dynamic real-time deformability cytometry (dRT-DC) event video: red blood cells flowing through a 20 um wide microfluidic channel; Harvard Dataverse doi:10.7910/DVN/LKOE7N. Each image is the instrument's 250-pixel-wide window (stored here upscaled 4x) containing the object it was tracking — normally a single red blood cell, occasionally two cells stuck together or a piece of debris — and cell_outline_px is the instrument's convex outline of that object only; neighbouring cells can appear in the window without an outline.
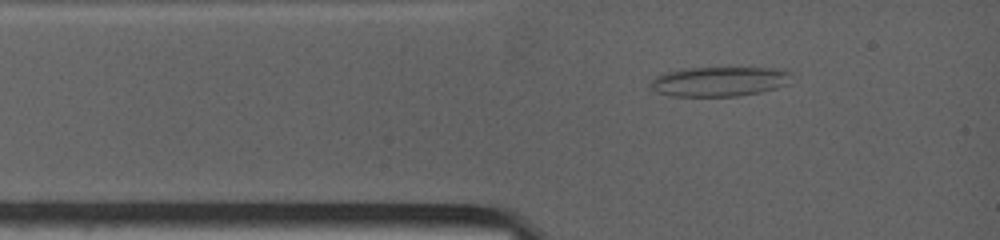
{"species": "common noctule bat (a hibernating species)", "species_latin": "Nyctalus noctula", "temperature_condition": "warm", "stored_images_in_passage": 35, "camera_frame_rate_fps": 4500, "um_per_image_px": 0.085, "animal": {"sex": "female", "body_mass_g": 19.0, "forearm_length_mm": 53.3}, "frame": {"image": 1, "passage_image": 1, "time_ms": 0.0, "image_size_px": [1000, 240], "cell_outline_px": [[792, 72], [788, 84], [776, 88], [760, 92], [736, 96], [672, 96], [656, 92], [648, 84], [656, 76], [664, 72], [684, 68], [784, 68]], "centroid_in_image_um": [61.15, 6.92], "position_along_channel_um": 23.9, "area_um2": 24.57}}
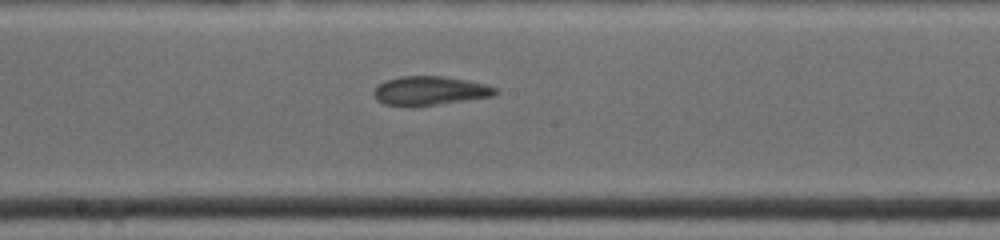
{"frame": {"image": 2, "passage_image": 20, "time_ms": 5.111, "image_size_px": [1000, 240], "cell_outline_px": [[500, 92], [492, 96], [420, 108], [408, 108], [384, 104], [376, 100], [372, 92], [380, 84], [388, 80], [400, 76], [440, 76], [468, 80], [484, 84], [496, 88]], "centroid_in_image_um": [36.52, 7.76], "position_along_channel_um": 211.7, "area_um2": 21.04}}
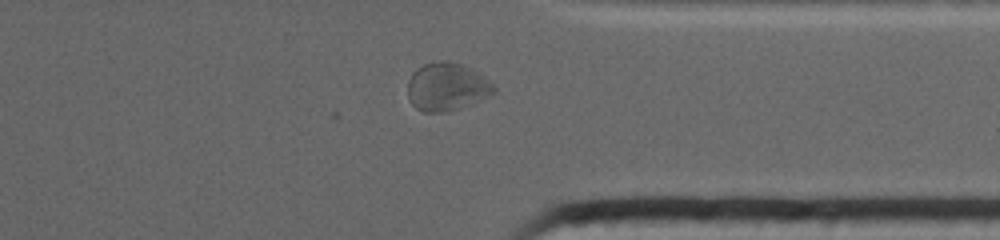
{"frame": {"image": 3, "passage_image": 35, "time_ms": 9.333, "image_size_px": [1000, 240], "cell_outline_px": [[496, 92], [492, 96], [448, 112], [424, 112], [416, 108], [412, 104], [408, 96], [408, 80], [412, 72], [416, 68], [424, 64], [440, 60], [448, 60], [472, 68], [484, 76], [496, 88]], "centroid_in_image_um": [37.99, 7.37], "position_along_channel_um": 373.4, "area_um2": 24.39}, "authors_computed_cell_mechanics": {"area_um2": 20.8658, "velocity_mm_per_s": 3.885, "shape_relaxation_time_tau1_ms": 8.1759, "shape_relaxation_time_tau2_ms": 3.5368, "deformation_change_tau1": 0.1934, "deformation_change_tau2": 0.0988}}